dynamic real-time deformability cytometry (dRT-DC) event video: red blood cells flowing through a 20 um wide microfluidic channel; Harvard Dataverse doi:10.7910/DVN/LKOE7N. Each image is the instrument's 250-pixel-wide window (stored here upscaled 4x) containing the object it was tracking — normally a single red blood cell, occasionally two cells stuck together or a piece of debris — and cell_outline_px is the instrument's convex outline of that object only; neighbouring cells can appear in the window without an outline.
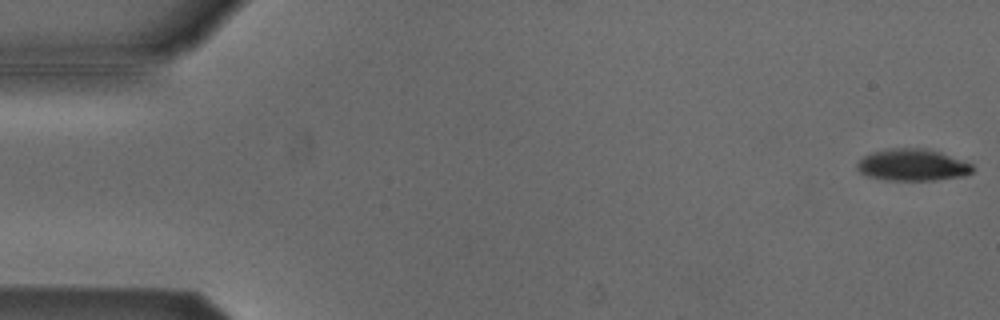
{"species": "Egyptian fruit bat (a non-hibernating species)", "species_latin": "Rousettus aegyptiacus", "temperature_condition": "cold", "stored_images_in_passage": 11, "camera_frame_rate_fps": 3000, "um_per_image_px": 0.085, "animal": {"sex": "male"}, "frame": {"image": 1, "passage_image": 1, "time_ms": 0.0, "image_size_px": [1000, 320], "cell_outline_px": [[972, 172], [960, 176], [936, 180], [888, 180], [868, 176], [860, 172], [856, 168], [856, 164], [864, 156], [872, 152], [884, 148], [928, 148], [964, 160], [972, 164]], "centroid_in_image_um": [77.54, 14.0], "position_along_channel_um": 7.5, "area_um2": 21.44}}